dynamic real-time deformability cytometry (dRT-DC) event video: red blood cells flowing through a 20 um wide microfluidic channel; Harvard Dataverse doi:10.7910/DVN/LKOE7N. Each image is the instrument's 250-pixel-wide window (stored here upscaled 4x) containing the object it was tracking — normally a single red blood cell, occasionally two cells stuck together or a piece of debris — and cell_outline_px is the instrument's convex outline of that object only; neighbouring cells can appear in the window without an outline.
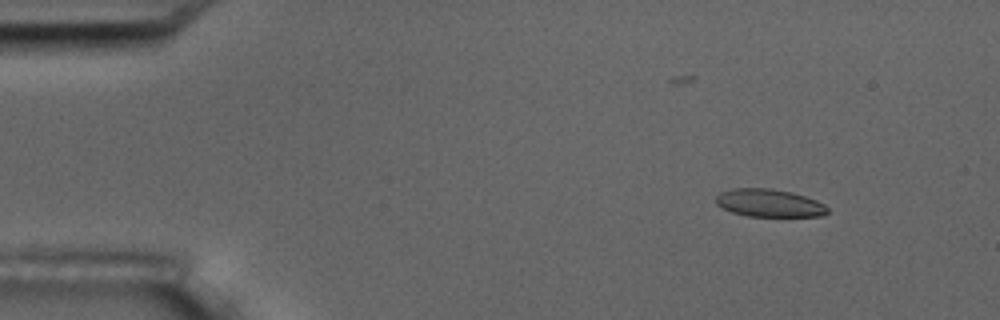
{"species": "common noctule bat (a hibernating species)", "species_latin": "Nyctalus noctula", "temperature_condition": "room temperature", "stored_images_in_passage": 4, "camera_frame_rate_fps": 3000, "um_per_image_px": 0.085, "animal": {"sex": "male", "body_mass_g": 17.5, "forearm_length_mm": 52.3}, "frame": {"image": 1, "passage_image": 1, "time_ms": 0.0, "image_size_px": [1000, 320], "cell_outline_px": [[828, 212], [824, 216], [748, 216], [732, 212], [716, 204], [716, 196], [720, 192], [732, 188], [772, 188], [792, 192], [816, 200], [824, 204], [828, 208]], "centroid_in_image_um": [65.39, 17.25], "position_along_channel_um": 19.6, "area_um2": 18.09}}
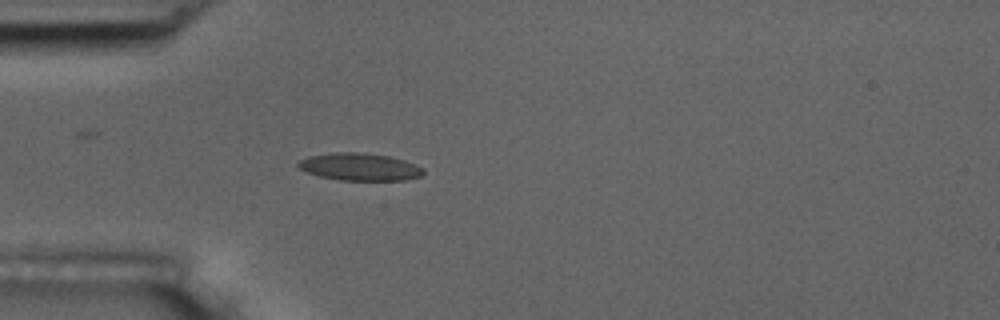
{"frame": {"image": 2, "passage_image": 4, "time_ms": 3.333, "image_size_px": [1000, 320], "cell_outline_px": [[424, 172], [420, 176], [404, 180], [340, 180], [320, 176], [308, 172], [300, 168], [296, 164], [300, 160], [308, 156], [332, 152], [364, 152], [388, 156], [404, 160], [416, 164], [424, 168]], "centroid_in_image_um": [30.58, 14.17], "position_along_channel_um": 54.4, "area_um2": 20.0}}